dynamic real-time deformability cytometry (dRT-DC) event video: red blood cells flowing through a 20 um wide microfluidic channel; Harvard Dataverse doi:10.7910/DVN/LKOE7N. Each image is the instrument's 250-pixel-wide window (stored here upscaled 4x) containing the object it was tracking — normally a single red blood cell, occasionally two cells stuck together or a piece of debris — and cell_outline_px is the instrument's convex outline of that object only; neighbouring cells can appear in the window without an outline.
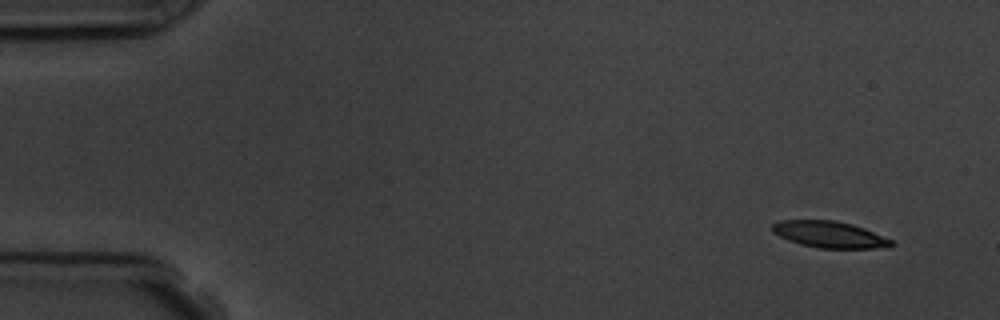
{"species": "common noctule bat (a hibernating species)", "species_latin": "Nyctalus noctula", "temperature_condition": "room temperature", "stored_images_in_passage": 6, "camera_frame_rate_fps": 3000, "um_per_image_px": 0.085, "animal": {"sex": "male", "body_mass_g": 19.5, "forearm_length_mm": 54.6}, "frame": {"image": 1, "passage_image": 1, "time_ms": 0.0, "image_size_px": [1000, 320], "cell_outline_px": [[896, 244], [892, 248], [820, 248], [800, 244], [788, 240], [772, 232], [772, 224], [780, 220], [836, 220], [852, 224], [864, 228], [892, 240]], "centroid_in_image_um": [70.54, 19.93], "position_along_channel_um": 14.5, "area_um2": 18.5}}
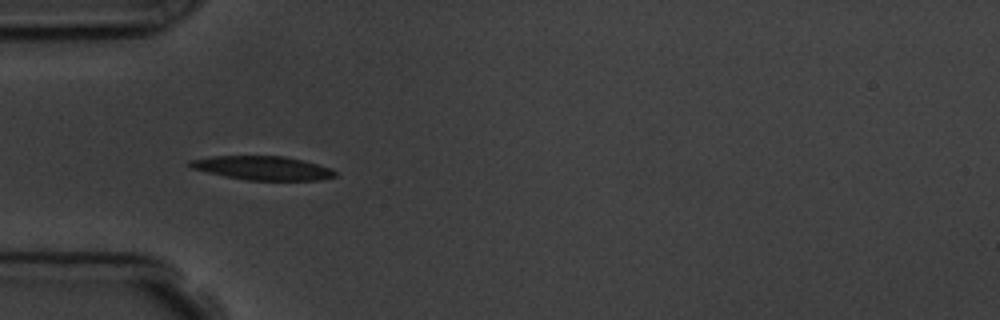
{"frame": {"image": 2, "passage_image": 5, "time_ms": 4.333, "image_size_px": [1000, 320], "cell_outline_px": [[336, 176], [320, 180], [244, 180], [224, 176], [192, 168], [184, 164], [188, 160], [212, 156], [284, 156], [304, 160], [332, 168], [336, 172]], "centroid_in_image_um": [22.3, 14.28], "position_along_channel_um": 62.7, "area_um2": 20.35}}